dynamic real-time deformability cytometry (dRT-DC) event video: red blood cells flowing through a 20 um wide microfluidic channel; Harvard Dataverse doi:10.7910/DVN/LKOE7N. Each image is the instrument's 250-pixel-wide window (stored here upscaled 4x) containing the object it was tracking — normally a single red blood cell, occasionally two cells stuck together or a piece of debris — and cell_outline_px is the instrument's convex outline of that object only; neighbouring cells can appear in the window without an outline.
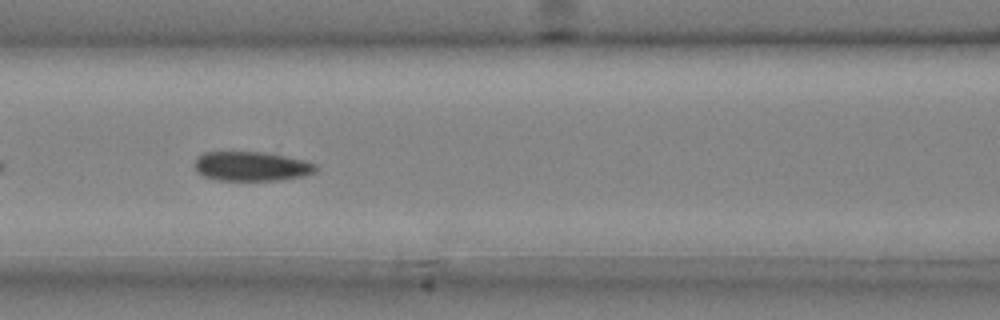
{"species": "common noctule bat (a hibernating species)", "species_latin": "Nyctalus noctula", "temperature_condition": "cold", "stored_images_in_passage": 8, "camera_frame_rate_fps": 3000, "um_per_image_px": 0.085, "animal": {"sex": "male", "body_mass_g": 20.4}, "frame": {"image": 1, "passage_image": 5, "time_ms": 1.333, "image_size_px": [1000, 320], "cell_outline_px": [[316, 172], [304, 176], [276, 180], [216, 180], [204, 176], [196, 172], [196, 156], [204, 152], [264, 152], [304, 160], [316, 164]], "centroid_in_image_um": [21.36, 14.13], "position_along_channel_um": 145.2, "area_um2": 20.69}}
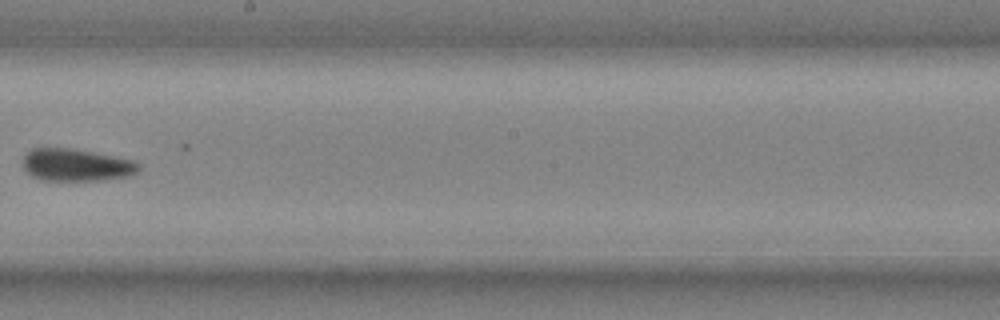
{"frame": {"image": 2, "passage_image": 7, "time_ms": 2.0, "image_size_px": [1000, 320], "cell_outline_px": [[140, 168], [136, 172], [128, 176], [104, 180], [40, 180], [32, 176], [24, 168], [24, 156], [32, 148], [72, 148], [96, 152], [132, 160], [140, 164]], "centroid_in_image_um": [6.49, 14.02], "position_along_channel_um": 241.7, "area_um2": 21.79}}
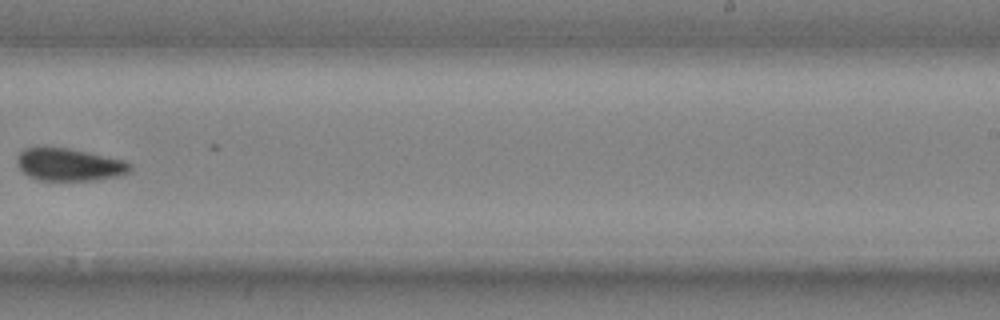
{"frame": {"image": 3, "passage_image": 8, "time_ms": 2.333, "image_size_px": [1000, 320], "cell_outline_px": [[132, 172], [116, 176], [96, 180], [40, 180], [28, 176], [16, 164], [16, 156], [24, 148], [36, 144], [68, 148], [124, 160], [132, 164]], "centroid_in_image_um": [5.83, 13.95], "position_along_channel_um": 283.2, "area_um2": 21.96}}